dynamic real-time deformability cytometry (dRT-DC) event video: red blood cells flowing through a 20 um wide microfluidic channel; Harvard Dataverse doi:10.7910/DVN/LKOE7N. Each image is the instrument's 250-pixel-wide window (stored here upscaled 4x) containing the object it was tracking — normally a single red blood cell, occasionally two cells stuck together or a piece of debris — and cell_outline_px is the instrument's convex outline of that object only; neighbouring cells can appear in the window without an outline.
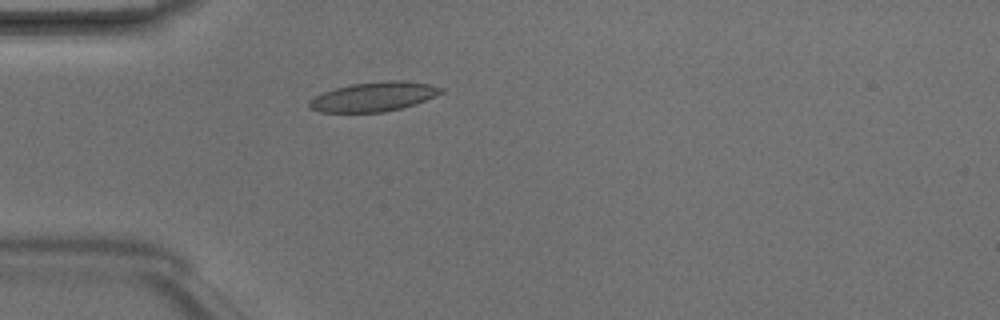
{"species": "Egyptian fruit bat (a non-hibernating species)", "species_latin": "Rousettus aegyptiacus", "temperature_condition": "room temperature", "stored_images_in_passage": 3, "camera_frame_rate_fps": 3000, "um_per_image_px": 0.085, "animal": {"sex": "male"}, "frame": {"image": 1, "passage_image": 3, "time_ms": 0.667, "image_size_px": [1000, 320], "cell_outline_px": [[444, 92], [436, 96], [416, 104], [384, 112], [320, 112], [308, 108], [308, 100], [324, 92], [336, 88], [352, 84], [388, 80], [404, 80], [428, 84], [444, 88]], "centroid_in_image_um": [31.78, 8.22], "position_along_channel_um": 53.2, "area_um2": 22.6}}